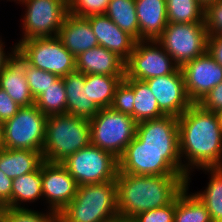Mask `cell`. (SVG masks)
Wrapping results in <instances>:
<instances>
[{"label":"cell","instance_id":"83f0119b","mask_svg":"<svg viewBox=\"0 0 222 222\" xmlns=\"http://www.w3.org/2000/svg\"><path fill=\"white\" fill-rule=\"evenodd\" d=\"M186 185L176 197L174 222H211L204 203Z\"/></svg>","mask_w":222,"mask_h":222},{"label":"cell","instance_id":"ba28073f","mask_svg":"<svg viewBox=\"0 0 222 222\" xmlns=\"http://www.w3.org/2000/svg\"><path fill=\"white\" fill-rule=\"evenodd\" d=\"M16 52L33 67L61 78L76 70V57L57 36L19 41Z\"/></svg>","mask_w":222,"mask_h":222},{"label":"cell","instance_id":"836d02e7","mask_svg":"<svg viewBox=\"0 0 222 222\" xmlns=\"http://www.w3.org/2000/svg\"><path fill=\"white\" fill-rule=\"evenodd\" d=\"M135 95L133 88L123 79L117 85L111 108L134 118Z\"/></svg>","mask_w":222,"mask_h":222},{"label":"cell","instance_id":"b9f144b4","mask_svg":"<svg viewBox=\"0 0 222 222\" xmlns=\"http://www.w3.org/2000/svg\"><path fill=\"white\" fill-rule=\"evenodd\" d=\"M12 48V53H8L7 55L5 54L6 52L4 51V43L2 40H0V72L4 68V66L15 56L16 53V45L13 46Z\"/></svg>","mask_w":222,"mask_h":222},{"label":"cell","instance_id":"d6986e66","mask_svg":"<svg viewBox=\"0 0 222 222\" xmlns=\"http://www.w3.org/2000/svg\"><path fill=\"white\" fill-rule=\"evenodd\" d=\"M126 62L114 52L100 45L76 57V70L83 74L125 76Z\"/></svg>","mask_w":222,"mask_h":222},{"label":"cell","instance_id":"c3c4849f","mask_svg":"<svg viewBox=\"0 0 222 222\" xmlns=\"http://www.w3.org/2000/svg\"><path fill=\"white\" fill-rule=\"evenodd\" d=\"M222 40V32L217 35Z\"/></svg>","mask_w":222,"mask_h":222},{"label":"cell","instance_id":"9c48e42d","mask_svg":"<svg viewBox=\"0 0 222 222\" xmlns=\"http://www.w3.org/2000/svg\"><path fill=\"white\" fill-rule=\"evenodd\" d=\"M47 117L35 104L20 107L11 119L1 124L3 147L42 152Z\"/></svg>","mask_w":222,"mask_h":222},{"label":"cell","instance_id":"52a82bcc","mask_svg":"<svg viewBox=\"0 0 222 222\" xmlns=\"http://www.w3.org/2000/svg\"><path fill=\"white\" fill-rule=\"evenodd\" d=\"M61 164L78 186L116 181L118 158L91 143L68 156Z\"/></svg>","mask_w":222,"mask_h":222},{"label":"cell","instance_id":"7a4b0ae2","mask_svg":"<svg viewBox=\"0 0 222 222\" xmlns=\"http://www.w3.org/2000/svg\"><path fill=\"white\" fill-rule=\"evenodd\" d=\"M117 207L120 217L131 218L170 204L186 186L182 176L117 173Z\"/></svg>","mask_w":222,"mask_h":222},{"label":"cell","instance_id":"f546056e","mask_svg":"<svg viewBox=\"0 0 222 222\" xmlns=\"http://www.w3.org/2000/svg\"><path fill=\"white\" fill-rule=\"evenodd\" d=\"M168 23H204L205 6L199 0H166Z\"/></svg>","mask_w":222,"mask_h":222},{"label":"cell","instance_id":"6da1fadb","mask_svg":"<svg viewBox=\"0 0 222 222\" xmlns=\"http://www.w3.org/2000/svg\"><path fill=\"white\" fill-rule=\"evenodd\" d=\"M178 133L180 158L188 161L183 164L188 175L194 168L222 166V128L218 113L193 103L178 117Z\"/></svg>","mask_w":222,"mask_h":222},{"label":"cell","instance_id":"8992f818","mask_svg":"<svg viewBox=\"0 0 222 222\" xmlns=\"http://www.w3.org/2000/svg\"><path fill=\"white\" fill-rule=\"evenodd\" d=\"M91 144L119 158L136 135L137 122L130 115L102 108L91 119Z\"/></svg>","mask_w":222,"mask_h":222},{"label":"cell","instance_id":"277c9868","mask_svg":"<svg viewBox=\"0 0 222 222\" xmlns=\"http://www.w3.org/2000/svg\"><path fill=\"white\" fill-rule=\"evenodd\" d=\"M90 143L89 120L68 113L47 117L42 150L44 161L61 163Z\"/></svg>","mask_w":222,"mask_h":222},{"label":"cell","instance_id":"f6af8a7d","mask_svg":"<svg viewBox=\"0 0 222 222\" xmlns=\"http://www.w3.org/2000/svg\"><path fill=\"white\" fill-rule=\"evenodd\" d=\"M3 148V140H2V128L0 125V150Z\"/></svg>","mask_w":222,"mask_h":222},{"label":"cell","instance_id":"60d3db41","mask_svg":"<svg viewBox=\"0 0 222 222\" xmlns=\"http://www.w3.org/2000/svg\"><path fill=\"white\" fill-rule=\"evenodd\" d=\"M207 52L222 66V40L218 36L208 38Z\"/></svg>","mask_w":222,"mask_h":222},{"label":"cell","instance_id":"f1b7e54d","mask_svg":"<svg viewBox=\"0 0 222 222\" xmlns=\"http://www.w3.org/2000/svg\"><path fill=\"white\" fill-rule=\"evenodd\" d=\"M121 30L140 41L135 0H110L105 13Z\"/></svg>","mask_w":222,"mask_h":222},{"label":"cell","instance_id":"f35d334b","mask_svg":"<svg viewBox=\"0 0 222 222\" xmlns=\"http://www.w3.org/2000/svg\"><path fill=\"white\" fill-rule=\"evenodd\" d=\"M20 106L0 88V124L11 119L19 110Z\"/></svg>","mask_w":222,"mask_h":222},{"label":"cell","instance_id":"4fadbf2b","mask_svg":"<svg viewBox=\"0 0 222 222\" xmlns=\"http://www.w3.org/2000/svg\"><path fill=\"white\" fill-rule=\"evenodd\" d=\"M181 71L187 96L192 103H199L222 82V66L208 52L184 64Z\"/></svg>","mask_w":222,"mask_h":222},{"label":"cell","instance_id":"d4e9b609","mask_svg":"<svg viewBox=\"0 0 222 222\" xmlns=\"http://www.w3.org/2000/svg\"><path fill=\"white\" fill-rule=\"evenodd\" d=\"M134 90V119L137 123L157 119L165 114L159 109L156 97L149 86L140 80L124 79Z\"/></svg>","mask_w":222,"mask_h":222},{"label":"cell","instance_id":"5bb4252c","mask_svg":"<svg viewBox=\"0 0 222 222\" xmlns=\"http://www.w3.org/2000/svg\"><path fill=\"white\" fill-rule=\"evenodd\" d=\"M144 82L165 115L180 117L193 104L187 96L184 76L179 67L169 75L153 77Z\"/></svg>","mask_w":222,"mask_h":222},{"label":"cell","instance_id":"3957f363","mask_svg":"<svg viewBox=\"0 0 222 222\" xmlns=\"http://www.w3.org/2000/svg\"><path fill=\"white\" fill-rule=\"evenodd\" d=\"M118 216L116 181L78 186L60 212L61 222H109Z\"/></svg>","mask_w":222,"mask_h":222},{"label":"cell","instance_id":"4316f807","mask_svg":"<svg viewBox=\"0 0 222 222\" xmlns=\"http://www.w3.org/2000/svg\"><path fill=\"white\" fill-rule=\"evenodd\" d=\"M124 78L125 76L86 74L85 86H88L89 100L100 109L111 107L115 89Z\"/></svg>","mask_w":222,"mask_h":222},{"label":"cell","instance_id":"5b68a950","mask_svg":"<svg viewBox=\"0 0 222 222\" xmlns=\"http://www.w3.org/2000/svg\"><path fill=\"white\" fill-rule=\"evenodd\" d=\"M118 172L132 175L182 176L189 185L190 176L183 169L180 152L153 150L135 136L118 158Z\"/></svg>","mask_w":222,"mask_h":222},{"label":"cell","instance_id":"603a6c76","mask_svg":"<svg viewBox=\"0 0 222 222\" xmlns=\"http://www.w3.org/2000/svg\"><path fill=\"white\" fill-rule=\"evenodd\" d=\"M43 162L42 152L4 147L0 150V170L12 179L37 170Z\"/></svg>","mask_w":222,"mask_h":222},{"label":"cell","instance_id":"9a60e30c","mask_svg":"<svg viewBox=\"0 0 222 222\" xmlns=\"http://www.w3.org/2000/svg\"><path fill=\"white\" fill-rule=\"evenodd\" d=\"M42 194L48 210L60 213L75 197L78 185L61 163H42Z\"/></svg>","mask_w":222,"mask_h":222},{"label":"cell","instance_id":"74e56055","mask_svg":"<svg viewBox=\"0 0 222 222\" xmlns=\"http://www.w3.org/2000/svg\"><path fill=\"white\" fill-rule=\"evenodd\" d=\"M198 104L207 111H222V82L212 88Z\"/></svg>","mask_w":222,"mask_h":222},{"label":"cell","instance_id":"1f68e13d","mask_svg":"<svg viewBox=\"0 0 222 222\" xmlns=\"http://www.w3.org/2000/svg\"><path fill=\"white\" fill-rule=\"evenodd\" d=\"M1 222H61V218L60 213L51 210L45 214L25 207H4Z\"/></svg>","mask_w":222,"mask_h":222},{"label":"cell","instance_id":"cb8c5ba5","mask_svg":"<svg viewBox=\"0 0 222 222\" xmlns=\"http://www.w3.org/2000/svg\"><path fill=\"white\" fill-rule=\"evenodd\" d=\"M42 184V164L37 170L14 178L11 189V207L23 208L21 206L23 202L31 203L43 197Z\"/></svg>","mask_w":222,"mask_h":222},{"label":"cell","instance_id":"30bf717a","mask_svg":"<svg viewBox=\"0 0 222 222\" xmlns=\"http://www.w3.org/2000/svg\"><path fill=\"white\" fill-rule=\"evenodd\" d=\"M208 38L205 23H168L156 41L181 68L207 52Z\"/></svg>","mask_w":222,"mask_h":222},{"label":"cell","instance_id":"ffe728a7","mask_svg":"<svg viewBox=\"0 0 222 222\" xmlns=\"http://www.w3.org/2000/svg\"><path fill=\"white\" fill-rule=\"evenodd\" d=\"M140 40H157L168 24L166 0H135Z\"/></svg>","mask_w":222,"mask_h":222},{"label":"cell","instance_id":"d590c367","mask_svg":"<svg viewBox=\"0 0 222 222\" xmlns=\"http://www.w3.org/2000/svg\"><path fill=\"white\" fill-rule=\"evenodd\" d=\"M204 23L209 37L222 32V0H216L205 6Z\"/></svg>","mask_w":222,"mask_h":222},{"label":"cell","instance_id":"8fae6325","mask_svg":"<svg viewBox=\"0 0 222 222\" xmlns=\"http://www.w3.org/2000/svg\"><path fill=\"white\" fill-rule=\"evenodd\" d=\"M25 5L23 34L20 41L55 37L68 14L67 0H17Z\"/></svg>","mask_w":222,"mask_h":222},{"label":"cell","instance_id":"4dcf8cb0","mask_svg":"<svg viewBox=\"0 0 222 222\" xmlns=\"http://www.w3.org/2000/svg\"><path fill=\"white\" fill-rule=\"evenodd\" d=\"M36 107L46 116L67 113V94L63 78H59L35 99Z\"/></svg>","mask_w":222,"mask_h":222},{"label":"cell","instance_id":"2e32d148","mask_svg":"<svg viewBox=\"0 0 222 222\" xmlns=\"http://www.w3.org/2000/svg\"><path fill=\"white\" fill-rule=\"evenodd\" d=\"M147 148L180 152L178 117L164 115L137 123L135 135Z\"/></svg>","mask_w":222,"mask_h":222},{"label":"cell","instance_id":"ac0fdd59","mask_svg":"<svg viewBox=\"0 0 222 222\" xmlns=\"http://www.w3.org/2000/svg\"><path fill=\"white\" fill-rule=\"evenodd\" d=\"M57 37L75 57L99 45L89 19L69 13L60 27Z\"/></svg>","mask_w":222,"mask_h":222},{"label":"cell","instance_id":"44dd1931","mask_svg":"<svg viewBox=\"0 0 222 222\" xmlns=\"http://www.w3.org/2000/svg\"><path fill=\"white\" fill-rule=\"evenodd\" d=\"M62 78L67 94V113L91 120L100 111V108L89 100L88 86H85V74L75 70Z\"/></svg>","mask_w":222,"mask_h":222},{"label":"cell","instance_id":"7402d4cb","mask_svg":"<svg viewBox=\"0 0 222 222\" xmlns=\"http://www.w3.org/2000/svg\"><path fill=\"white\" fill-rule=\"evenodd\" d=\"M25 71V65L14 56L0 72V88L5 90L20 107L35 104Z\"/></svg>","mask_w":222,"mask_h":222},{"label":"cell","instance_id":"ee69618b","mask_svg":"<svg viewBox=\"0 0 222 222\" xmlns=\"http://www.w3.org/2000/svg\"><path fill=\"white\" fill-rule=\"evenodd\" d=\"M204 6L208 5L209 3H212L216 0H199Z\"/></svg>","mask_w":222,"mask_h":222},{"label":"cell","instance_id":"d6a6232c","mask_svg":"<svg viewBox=\"0 0 222 222\" xmlns=\"http://www.w3.org/2000/svg\"><path fill=\"white\" fill-rule=\"evenodd\" d=\"M15 56L26 67L25 76L34 100L60 78L51 72L38 69L28 64L17 52Z\"/></svg>","mask_w":222,"mask_h":222},{"label":"cell","instance_id":"ab89813d","mask_svg":"<svg viewBox=\"0 0 222 222\" xmlns=\"http://www.w3.org/2000/svg\"><path fill=\"white\" fill-rule=\"evenodd\" d=\"M13 179L0 170V206L11 207V189Z\"/></svg>","mask_w":222,"mask_h":222},{"label":"cell","instance_id":"e0dca14e","mask_svg":"<svg viewBox=\"0 0 222 222\" xmlns=\"http://www.w3.org/2000/svg\"><path fill=\"white\" fill-rule=\"evenodd\" d=\"M87 18L98 44L114 52L126 62L130 58L137 40L129 33L121 30L106 15H92Z\"/></svg>","mask_w":222,"mask_h":222},{"label":"cell","instance_id":"7bdbcfd3","mask_svg":"<svg viewBox=\"0 0 222 222\" xmlns=\"http://www.w3.org/2000/svg\"><path fill=\"white\" fill-rule=\"evenodd\" d=\"M109 222H135V221L131 218H123L118 216L114 219H111Z\"/></svg>","mask_w":222,"mask_h":222},{"label":"cell","instance_id":"8d00e7d4","mask_svg":"<svg viewBox=\"0 0 222 222\" xmlns=\"http://www.w3.org/2000/svg\"><path fill=\"white\" fill-rule=\"evenodd\" d=\"M176 198L168 205L135 216V222H174Z\"/></svg>","mask_w":222,"mask_h":222},{"label":"cell","instance_id":"484cf974","mask_svg":"<svg viewBox=\"0 0 222 222\" xmlns=\"http://www.w3.org/2000/svg\"><path fill=\"white\" fill-rule=\"evenodd\" d=\"M211 179L204 191L194 193L206 206L211 222H222V166L204 167Z\"/></svg>","mask_w":222,"mask_h":222},{"label":"cell","instance_id":"7dc6e473","mask_svg":"<svg viewBox=\"0 0 222 222\" xmlns=\"http://www.w3.org/2000/svg\"><path fill=\"white\" fill-rule=\"evenodd\" d=\"M3 207L0 206V222H1V213H2Z\"/></svg>","mask_w":222,"mask_h":222},{"label":"cell","instance_id":"bcb514c9","mask_svg":"<svg viewBox=\"0 0 222 222\" xmlns=\"http://www.w3.org/2000/svg\"><path fill=\"white\" fill-rule=\"evenodd\" d=\"M218 116H219L220 125H221V128H222V111H220V112L218 113Z\"/></svg>","mask_w":222,"mask_h":222},{"label":"cell","instance_id":"e575fe53","mask_svg":"<svg viewBox=\"0 0 222 222\" xmlns=\"http://www.w3.org/2000/svg\"><path fill=\"white\" fill-rule=\"evenodd\" d=\"M109 2L110 0H70L68 13L79 17L105 15Z\"/></svg>","mask_w":222,"mask_h":222},{"label":"cell","instance_id":"7c38bea8","mask_svg":"<svg viewBox=\"0 0 222 222\" xmlns=\"http://www.w3.org/2000/svg\"><path fill=\"white\" fill-rule=\"evenodd\" d=\"M178 66L171 56L156 41H136L134 50L125 64V78L145 81L147 79L169 75Z\"/></svg>","mask_w":222,"mask_h":222}]
</instances>
